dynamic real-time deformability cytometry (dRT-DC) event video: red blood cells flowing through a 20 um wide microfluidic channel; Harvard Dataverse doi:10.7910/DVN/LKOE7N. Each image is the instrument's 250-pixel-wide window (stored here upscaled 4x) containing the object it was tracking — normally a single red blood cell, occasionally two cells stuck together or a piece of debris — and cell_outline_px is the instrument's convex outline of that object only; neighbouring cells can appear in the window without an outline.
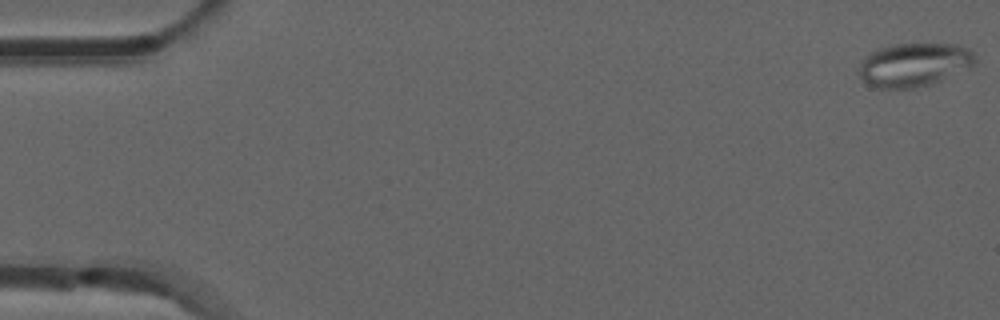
{"species": "common noctule bat (a hibernating species)", "species_latin": "Nyctalus noctula", "temperature_condition": "room temperature", "stored_images_in_passage": 53, "camera_frame_rate_fps": 3000, "um_per_image_px": 0.085, "animal": {"sex": "male", "forearm_length_mm": 52.5}, "frame": {"image": 1, "passage_image": 1, "time_ms": 0.0, "image_size_px": [1000, 320], "cell_outline_px": [[976, 60], [968, 68], [940, 80], [928, 84], [912, 88], [880, 88], [868, 84], [860, 76], [860, 68], [864, 60], [872, 52], [880, 48], [892, 44], [956, 44], [968, 48], [976, 56]], "centroid_in_image_um": [77.72, 5.49], "position_along_channel_um": 7.3, "area_um2": 28.84}}
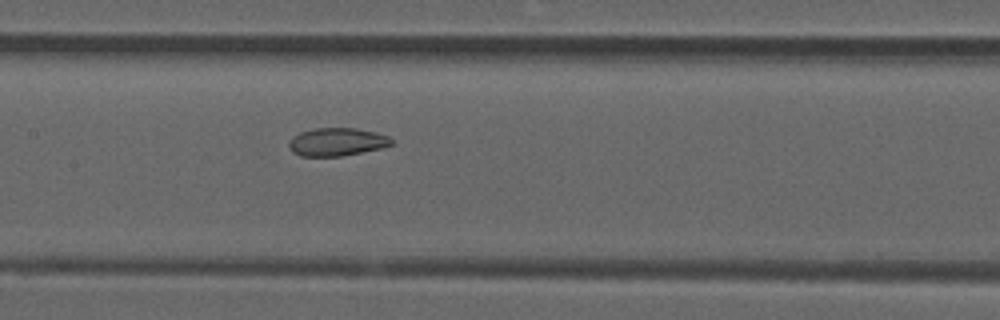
{"frame": {"image": 2, "passage_image": 26, "time_ms": 8.333, "image_size_px": [1000, 320], "cell_outline_px": [[392, 144], [384, 148], [340, 156], [300, 156], [292, 152], [288, 144], [292, 136], [300, 132], [316, 128], [356, 128], [376, 132], [388, 136], [392, 140]], "centroid_in_image_um": [28.63, 12.06], "position_along_channel_um": 178.8, "area_um2": 16.82}}
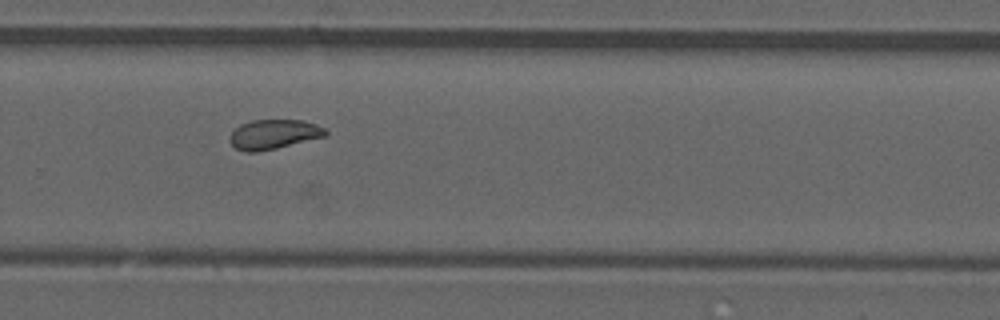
{"frame": {"image": 3, "passage_image": 36, "time_ms": 11.667, "image_size_px": [1000, 320], "cell_outline_px": [[328, 132], [324, 136], [276, 148], [256, 152], [244, 152], [236, 148], [228, 140], [232, 132], [240, 124], [252, 120], [304, 120], [316, 124], [324, 128]], "centroid_in_image_um": [23.24, 11.41], "position_along_channel_um": 306.6, "area_um2": 16.36}, "authors_computed_cell_mechanics": {"area_um2": 17.7446, "velocity_mm_per_s": 3.8503, "shape_relaxation_time_tau1_ms": null, "shape_relaxation_time_tau2_ms": 1.669, "deformation_change_tau1": null, "deformation_change_tau2": 0.0626}}